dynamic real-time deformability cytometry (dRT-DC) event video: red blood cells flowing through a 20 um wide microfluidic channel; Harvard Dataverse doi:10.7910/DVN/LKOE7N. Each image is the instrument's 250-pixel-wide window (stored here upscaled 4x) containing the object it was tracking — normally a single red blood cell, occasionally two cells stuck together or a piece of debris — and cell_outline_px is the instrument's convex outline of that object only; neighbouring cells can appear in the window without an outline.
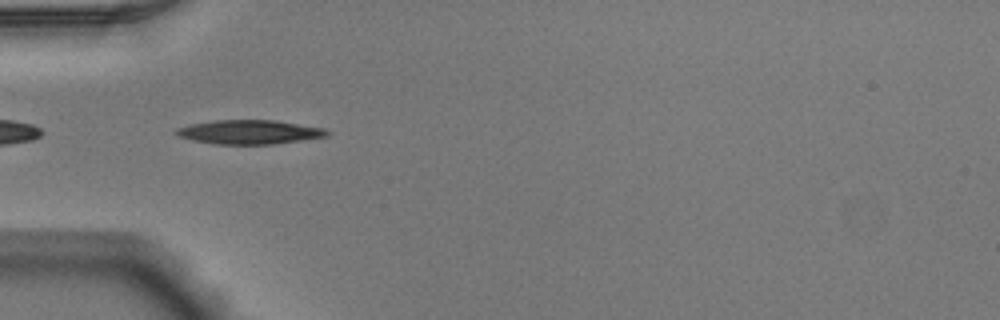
{"species": "Egyptian fruit bat (a non-hibernating species)", "species_latin": "Rousettus aegyptiacus", "temperature_condition": "warm", "stored_images_in_passage": 37, "camera_frame_rate_fps": 3000, "um_per_image_px": 0.085, "animal": {"sex": "male"}, "frame": {"image": 1, "passage_image": 2, "time_ms": 0.333, "image_size_px": [1000, 320], "cell_outline_px": [[332, 132], [328, 136], [272, 144], [216, 144], [192, 140], [180, 136], [176, 132], [176, 128], [192, 124], [212, 120], [272, 120], [324, 128]], "centroid_in_image_um": [21.22, 11.22], "position_along_channel_um": 63.8, "area_um2": 20.92}}
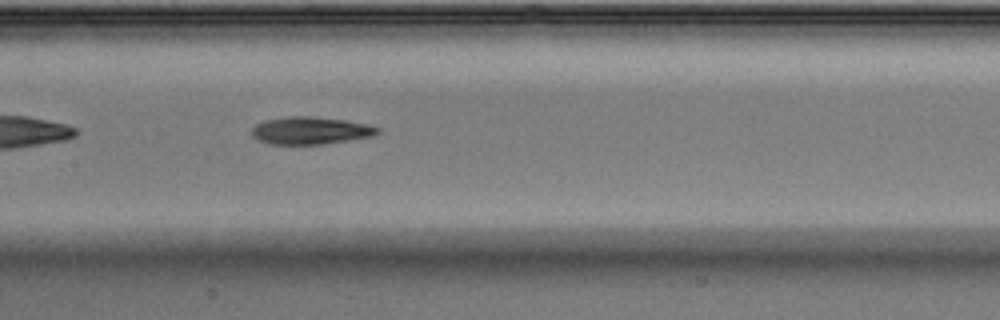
{"frame": {"image": 2, "passage_image": 11, "time_ms": 3.333, "image_size_px": [1000, 320], "cell_outline_px": [[380, 132], [376, 136], [324, 144], [268, 144], [252, 136], [252, 128], [256, 124], [264, 120], [288, 116], [308, 116], [344, 120], [368, 124], [380, 128]], "centroid_in_image_um": [26.42, 11.1], "position_along_channel_um": 181.0, "area_um2": 20.23}}
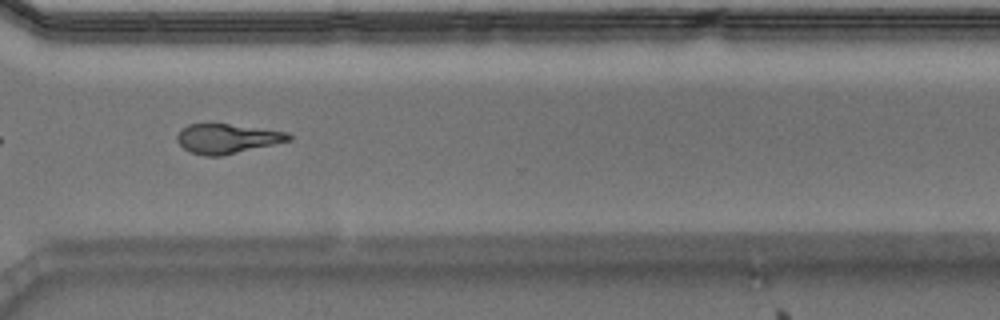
{"frame": {"image": 3, "passage_image": 24, "time_ms": 7.667, "image_size_px": [1000, 320], "cell_outline_px": [[292, 140], [220, 156], [204, 156], [188, 152], [176, 140], [176, 136], [180, 128], [188, 124], [228, 124], [288, 132], [292, 136]], "centroid_in_image_um": [19.26, 11.78], "position_along_channel_um": 351.3, "area_um2": 19.19}, "authors_computed_cell_mechanics": {"area_um2": 19.652, "velocity_mm_per_s": 3.9394, "shape_relaxation_time_tau1_ms": 5.2837, "shape_relaxation_time_tau2_ms": 11.2216, "deformation_change_tau1": 0.1809, "deformation_change_tau2": 0.2651}}